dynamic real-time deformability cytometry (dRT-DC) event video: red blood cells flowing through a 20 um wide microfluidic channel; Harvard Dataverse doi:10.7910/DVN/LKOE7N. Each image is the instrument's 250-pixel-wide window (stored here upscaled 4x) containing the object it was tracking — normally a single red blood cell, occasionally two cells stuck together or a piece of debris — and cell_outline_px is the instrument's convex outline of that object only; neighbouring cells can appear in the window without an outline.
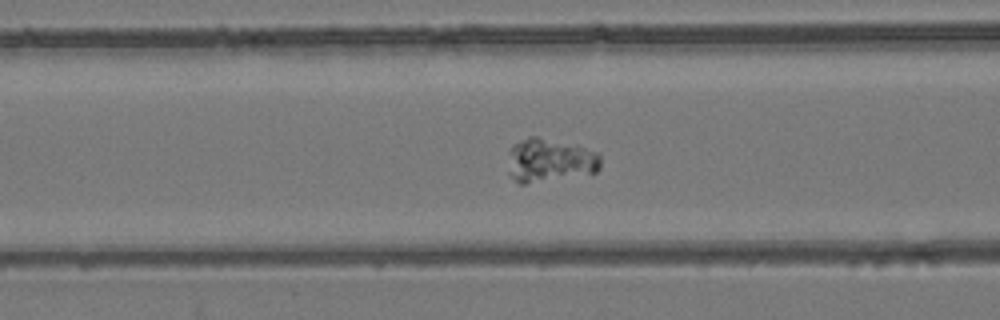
{"species": "common noctule bat (a hibernating species)", "species_latin": "Nyctalus noctula", "temperature_condition": "room temperature", "stored_images_in_passage": 54, "camera_frame_rate_fps": 3000, "um_per_image_px": 0.085, "animal": {"sex": "female", "body_mass_g": 24.6, "forearm_length_mm": 56.2}, "frame": {"image": 1, "passage_image": 22, "time_ms": 7.0, "image_size_px": [1000, 320], "cell_outline_px": [[600, 168], [596, 172], [524, 184], [520, 184], [508, 176], [508, 152], [512, 144], [528, 136], [536, 136], [584, 148], [596, 152], [600, 156]], "centroid_in_image_um": [46.64, 13.63], "position_along_channel_um": 120.0, "area_um2": 23.41}}
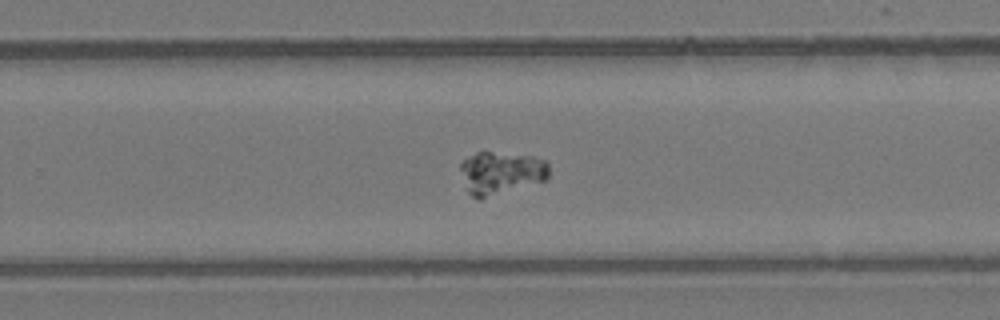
{"frame": {"image": 2, "passage_image": 35, "time_ms": 11.333, "image_size_px": [1000, 320], "cell_outline_px": [[548, 180], [480, 200], [476, 200], [468, 192], [460, 168], [460, 164], [464, 160], [476, 152], [492, 152], [532, 156], [548, 160]], "centroid_in_image_um": [42.61, 14.71], "position_along_channel_um": 287.2, "area_um2": 22.31}}
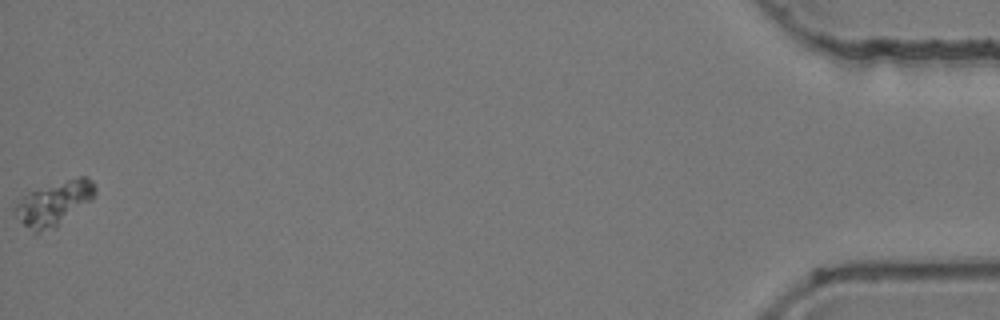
{"frame": {"image": 3, "passage_image": 54, "time_ms": 17.667, "image_size_px": [1000, 320], "cell_outline_px": [[96, 192], [92, 200], [56, 228], [36, 236], [16, 216], [12, 208], [28, 192], [80, 176], [88, 176], [92, 180], [96, 188]], "centroid_in_image_um": [4.61, 17.33], "position_along_channel_um": 430.6, "area_um2": 20.75}}